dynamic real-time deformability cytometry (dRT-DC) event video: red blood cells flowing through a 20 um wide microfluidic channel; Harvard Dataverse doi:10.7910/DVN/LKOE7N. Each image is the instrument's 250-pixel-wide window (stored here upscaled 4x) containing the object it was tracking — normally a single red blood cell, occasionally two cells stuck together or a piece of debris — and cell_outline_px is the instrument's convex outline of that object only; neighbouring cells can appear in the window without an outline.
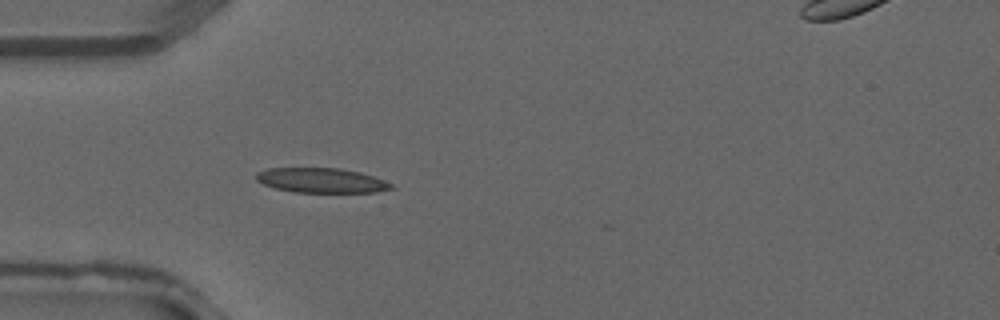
{"species": "common noctule bat (a hibernating species)", "species_latin": "Nyctalus noctula", "temperature_condition": "warm", "stored_images_in_passage": 2, "camera_frame_rate_fps": 3000, "um_per_image_px": 0.085, "animal": {"sex": "male", "forearm_length_mm": 52.5}, "frame": {"image": 1, "passage_image": 2, "time_ms": 0.333, "image_size_px": [1000, 320], "cell_outline_px": [[396, 188], [376, 192], [292, 192], [276, 188], [264, 184], [256, 180], [256, 172], [268, 168], [340, 168], [360, 172], [372, 176], [392, 184]], "centroid_in_image_um": [27.31, 15.33], "position_along_channel_um": 57.7, "area_um2": 19.42}}